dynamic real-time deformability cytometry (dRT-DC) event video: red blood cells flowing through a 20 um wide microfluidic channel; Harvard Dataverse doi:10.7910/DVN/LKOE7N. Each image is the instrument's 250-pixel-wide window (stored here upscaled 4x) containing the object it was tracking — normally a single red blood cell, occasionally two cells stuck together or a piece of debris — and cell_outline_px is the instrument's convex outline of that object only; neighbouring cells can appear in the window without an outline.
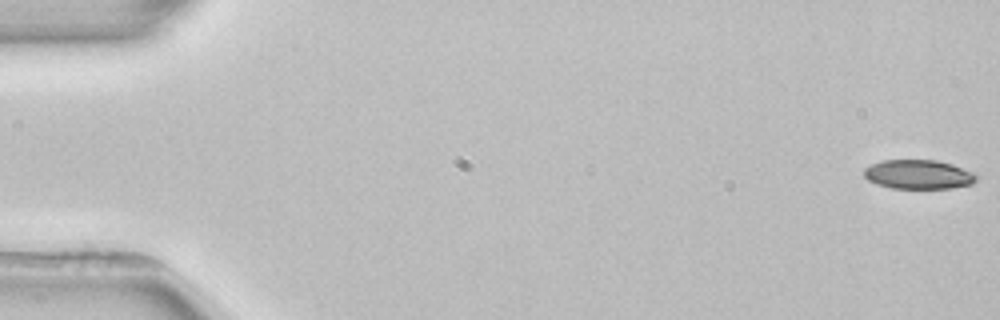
{"species": "common noctule bat (a hibernating species)", "species_latin": "Nyctalus noctula", "temperature_condition": "room temperature", "stored_images_in_passage": 4, "camera_frame_rate_fps": 3000, "um_per_image_px": 0.085, "animal": {"sex": "female", "body_mass_g": 22.7, "forearm_length_mm": 54.2}, "frame": {"image": 1, "passage_image": 1, "time_ms": 0.0, "image_size_px": [1000, 320], "cell_outline_px": [[976, 180], [972, 184], [952, 188], [892, 188], [876, 184], [868, 180], [864, 176], [864, 168], [880, 160], [936, 160], [952, 164], [972, 172], [976, 176]], "centroid_in_image_um": [78.04, 14.82], "position_along_channel_um": 7.0, "area_um2": 19.07}}
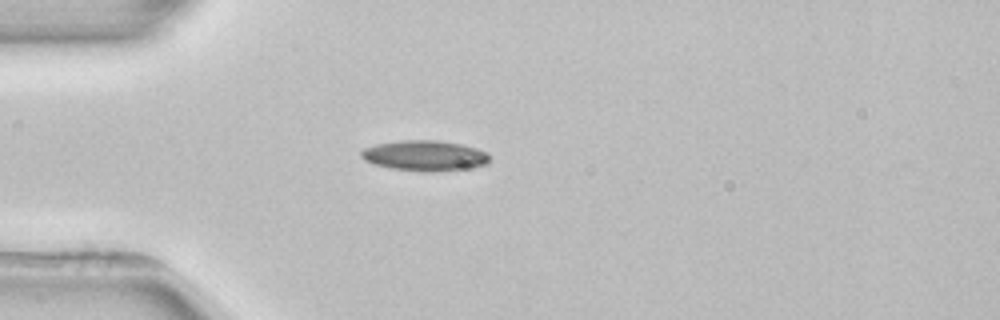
{"frame": {"image": 2, "passage_image": 4, "time_ms": 4.667, "image_size_px": [1000, 320], "cell_outline_px": [[488, 164], [468, 168], [392, 168], [376, 164], [364, 160], [360, 156], [360, 152], [364, 148], [376, 144], [400, 140], [436, 140], [460, 144], [476, 148], [488, 152]], "centroid_in_image_um": [36.07, 13.16], "position_along_channel_um": 48.9, "area_um2": 21.5}}